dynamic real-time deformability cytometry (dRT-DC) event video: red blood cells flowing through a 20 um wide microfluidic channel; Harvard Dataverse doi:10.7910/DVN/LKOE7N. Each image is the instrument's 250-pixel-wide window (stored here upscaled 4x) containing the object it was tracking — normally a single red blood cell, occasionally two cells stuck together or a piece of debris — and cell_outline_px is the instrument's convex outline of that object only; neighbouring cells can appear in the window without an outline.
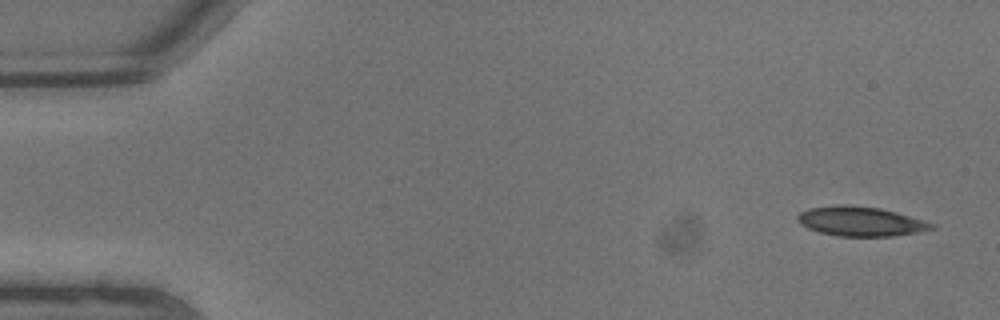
{"species": "common noctule bat (a hibernating species)", "species_latin": "Nyctalus noctula", "temperature_condition": "warm", "stored_images_in_passage": 6, "camera_frame_rate_fps": 3000, "um_per_image_px": 0.085, "animal": {"sex": "male", "body_mass_g": 13.3}, "frame": {"image": 1, "passage_image": 1, "time_ms": 0.0, "image_size_px": [1000, 320], "cell_outline_px": [[936, 228], [916, 232], [892, 236], [836, 236], [820, 232], [808, 228], [800, 224], [796, 220], [796, 216], [800, 212], [808, 208], [840, 204], [844, 204], [880, 208], [896, 212], [924, 220], [936, 224]], "centroid_in_image_um": [73.13, 18.81], "position_along_channel_um": 11.9, "area_um2": 23.12}}
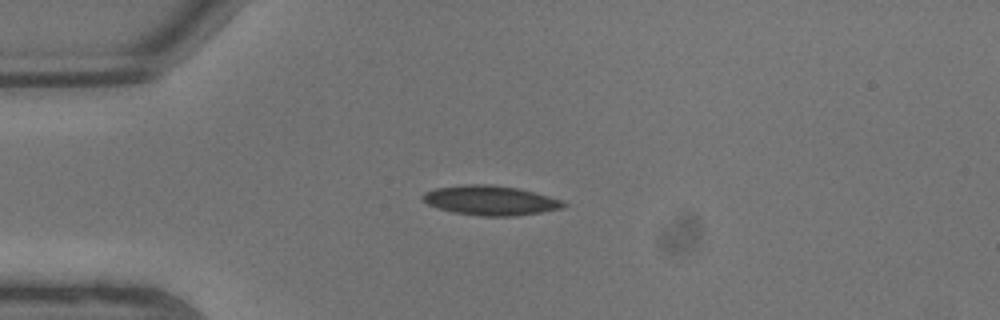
{"frame": {"image": 2, "passage_image": 5, "time_ms": 1.333, "image_size_px": [1000, 320], "cell_outline_px": [[568, 204], [564, 208], [516, 216], [480, 216], [452, 212], [428, 204], [420, 196], [424, 192], [436, 188], [468, 184], [488, 184], [516, 188], [564, 200]], "centroid_in_image_um": [41.7, 17.04], "position_along_channel_um": 43.3, "area_um2": 24.16}}